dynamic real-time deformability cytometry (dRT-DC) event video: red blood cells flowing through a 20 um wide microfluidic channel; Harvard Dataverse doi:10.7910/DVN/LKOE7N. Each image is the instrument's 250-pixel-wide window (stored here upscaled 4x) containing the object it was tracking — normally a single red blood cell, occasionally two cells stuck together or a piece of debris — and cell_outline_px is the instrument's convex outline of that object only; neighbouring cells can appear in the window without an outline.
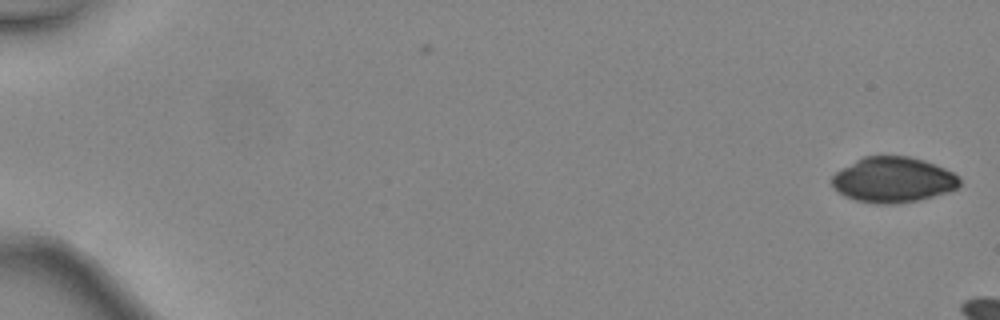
{"species": "common noctule bat (a hibernating species)", "species_latin": "Nyctalus noctula", "temperature_condition": "warm", "stored_images_in_passage": 12, "camera_frame_rate_fps": 3000, "um_per_image_px": 0.085, "animal": {"sex": "female", "body_mass_g": 24.6, "forearm_length_mm": 56.2}, "frame": {"image": 1, "passage_image": 1, "time_ms": 0.0, "image_size_px": [1000, 320], "cell_outline_px": [[960, 184], [956, 188], [948, 192], [916, 200], [896, 204], [876, 204], [856, 200], [844, 196], [832, 184], [832, 176], [836, 172], [856, 160], [864, 156], [908, 156], [924, 160], [944, 168], [960, 176]], "centroid_in_image_um": [75.93, 15.28], "position_along_channel_um": 9.1, "area_um2": 33.58}}